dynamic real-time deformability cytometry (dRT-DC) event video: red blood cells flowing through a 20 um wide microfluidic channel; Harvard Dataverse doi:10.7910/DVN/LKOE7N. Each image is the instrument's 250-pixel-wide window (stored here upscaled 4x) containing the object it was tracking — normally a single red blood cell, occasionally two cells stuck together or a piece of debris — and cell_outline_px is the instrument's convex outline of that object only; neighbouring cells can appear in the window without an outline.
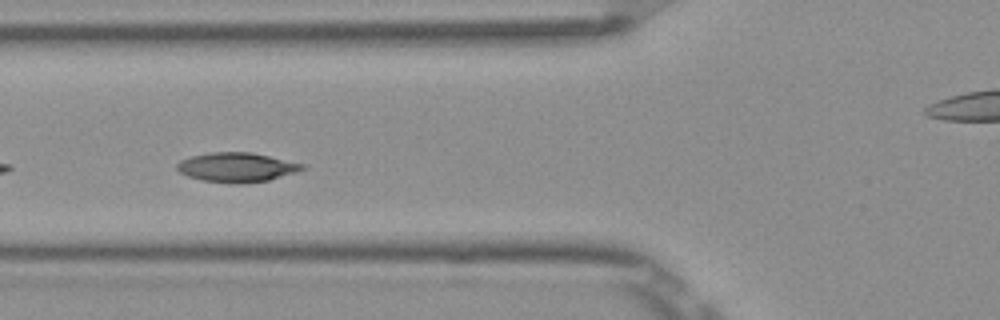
{"species": "Egyptian fruit bat (a non-hibernating species)", "species_latin": "Rousettus aegyptiacus", "temperature_condition": "room temperature", "stored_images_in_passage": 10, "segment_of_instrument_passage": [1, 2], "camera_frame_rate_fps": 3000, "um_per_image_px": 0.085, "frame": {"image": 1, "passage_image": 5, "time_ms": 1.333, "image_size_px": [1000, 320], "cell_outline_px": [[308, 168], [296, 172], [268, 180], [244, 184], [236, 184], [204, 180], [188, 176], [180, 172], [176, 168], [176, 164], [180, 160], [192, 156], [208, 152], [252, 152], [304, 164]], "centroid_in_image_um": [20.13, 14.21], "position_along_channel_um": 105.7, "area_um2": 21.5}}
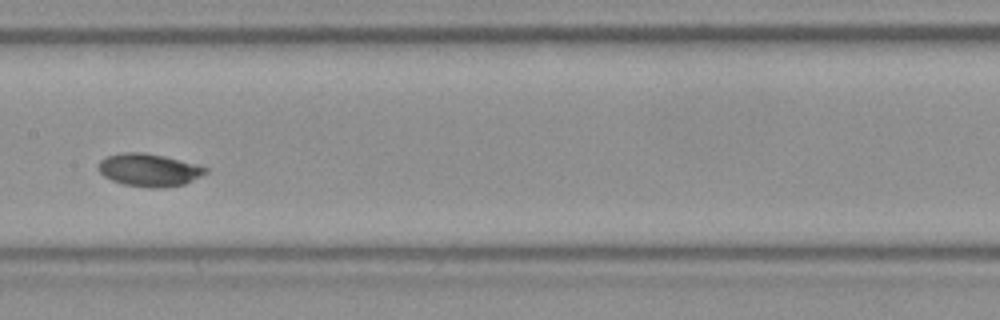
{"frame": {"image": 2, "passage_image": 7, "time_ms": 2.0, "image_size_px": [1000, 320], "cell_outline_px": [[208, 172], [184, 184], [160, 188], [148, 188], [124, 184], [112, 180], [104, 176], [96, 168], [100, 160], [108, 156], [120, 152], [144, 152], [164, 156], [196, 164], [208, 168]], "centroid_in_image_um": [12.64, 14.44], "position_along_channel_um": 194.8, "area_um2": 20.46}}
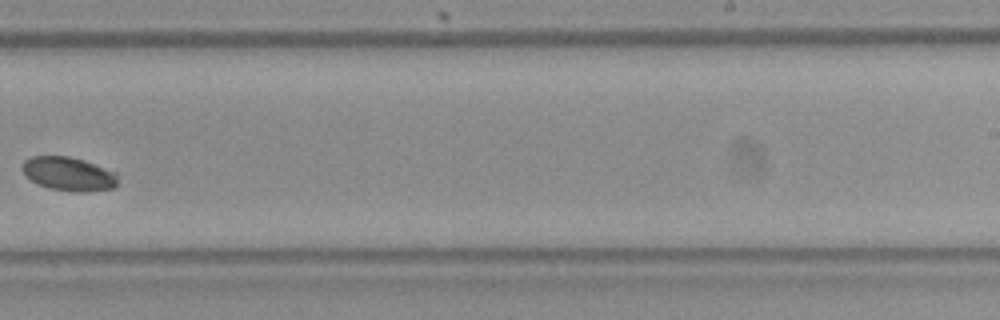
{"frame": {"image": 3, "passage_image": 9, "time_ms": 2.667, "image_size_px": [1000, 320], "cell_outline_px": [[120, 172], [116, 184], [112, 188], [84, 192], [72, 192], [48, 188], [36, 184], [24, 176], [20, 164], [24, 160], [32, 156], [68, 156], [84, 160]], "centroid_in_image_um": [5.82, 14.78], "position_along_channel_um": 283.2, "area_um2": 19.36}}